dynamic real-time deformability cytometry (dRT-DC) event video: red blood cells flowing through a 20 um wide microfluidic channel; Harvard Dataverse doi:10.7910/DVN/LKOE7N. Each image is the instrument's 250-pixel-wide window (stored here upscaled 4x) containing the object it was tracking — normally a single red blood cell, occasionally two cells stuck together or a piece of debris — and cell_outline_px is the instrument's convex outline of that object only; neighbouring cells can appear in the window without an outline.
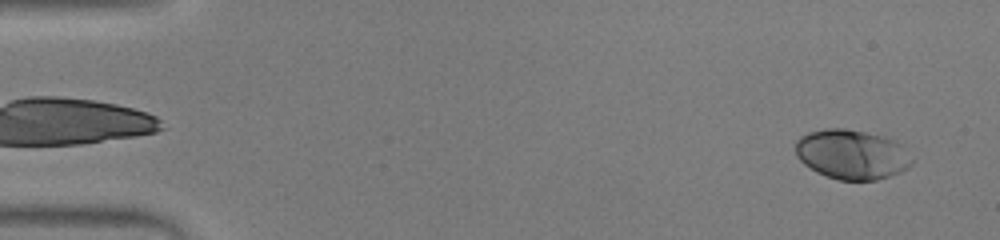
{"species": "human", "species_latin": "Homo sapiens", "temperature_condition": "warm", "stored_images_in_passage": 51, "camera_frame_rate_fps": 3000, "um_per_image_px": 0.085, "donor": {"sex": "male"}, "frame": {"image": 1, "passage_image": 2, "time_ms": 0.333, "image_size_px": [1000, 240], "cell_outline_px": [[916, 160], [908, 168], [900, 172], [876, 180], [840, 180], [816, 172], [804, 164], [796, 156], [796, 140], [800, 136], [808, 132], [824, 128], [844, 128], [884, 136], [896, 140], [904, 144]], "centroid_in_image_um": [72.46, 13.11], "position_along_channel_um": 12.5, "area_um2": 34.22}}
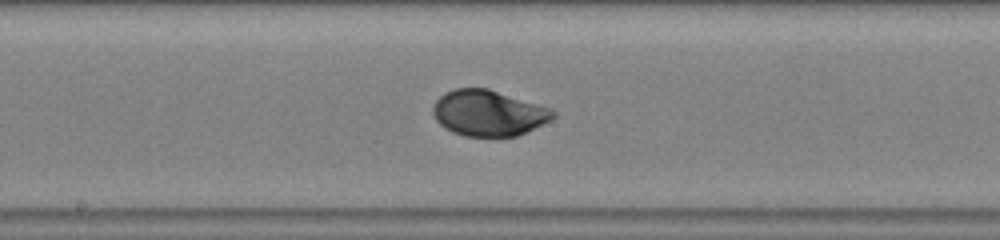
{"frame": {"image": 2, "passage_image": 27, "time_ms": 8.667, "image_size_px": [1000, 240], "cell_outline_px": [[556, 116], [552, 120], [516, 136], [464, 136], [452, 132], [444, 128], [436, 120], [432, 112], [432, 108], [436, 100], [444, 92], [456, 88], [488, 88], [552, 108], [556, 112]], "centroid_in_image_um": [41.52, 9.6], "position_along_channel_um": 206.7, "area_um2": 32.25}}
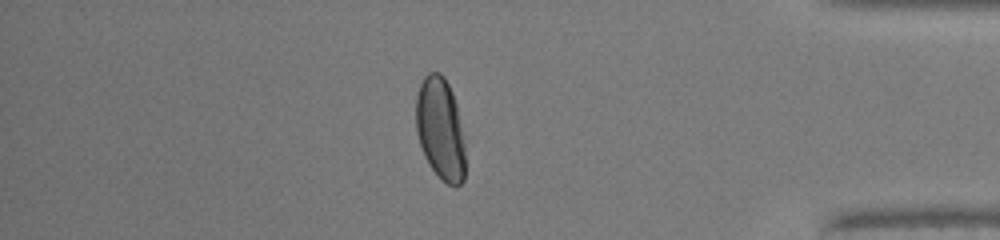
{"frame": {"image": 3, "passage_image": 44, "time_ms": 14.333, "image_size_px": [1000, 240], "cell_outline_px": [[464, 180], [460, 184], [448, 184], [440, 180], [424, 156], [416, 132], [416, 96], [420, 84], [424, 76], [428, 72], [440, 72], [444, 76], [452, 92], [456, 104], [464, 140]], "centroid_in_image_um": [37.41, 10.93], "position_along_channel_um": 397.8, "area_um2": 29.3}}